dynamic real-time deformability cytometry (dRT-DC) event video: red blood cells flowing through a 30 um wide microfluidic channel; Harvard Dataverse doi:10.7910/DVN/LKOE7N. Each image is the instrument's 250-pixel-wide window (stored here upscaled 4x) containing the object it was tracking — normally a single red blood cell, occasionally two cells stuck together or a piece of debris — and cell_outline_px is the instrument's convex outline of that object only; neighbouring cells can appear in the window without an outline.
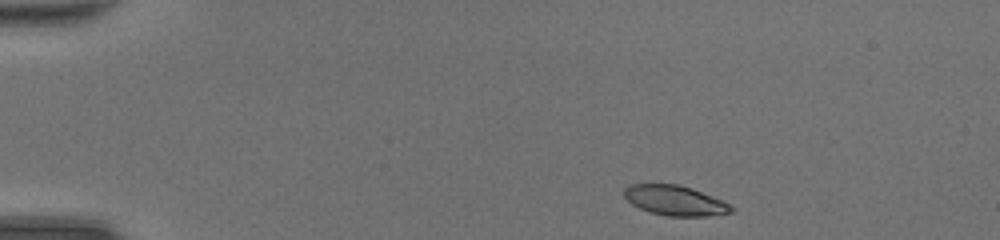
{"species": "common noctule bat (a hibernating species)", "species_latin": "Nyctalus noctula", "temperature_condition": "room temperature", "stored_images_in_passage": 41, "camera_frame_rate_fps": 3000, "um_per_image_px": 0.085, "animal": {"sex": "female", "body_mass_g": 20.0, "forearm_length_mm": 54.0}, "frame": {"image": 1, "passage_image": 1, "time_ms": 0.0, "image_size_px": [1000, 240], "cell_outline_px": [[736, 208], [732, 212], [708, 216], [668, 216], [652, 212], [640, 208], [632, 204], [624, 196], [624, 188], [628, 184], [676, 184], [692, 188], [724, 200]], "centroid_in_image_um": [57.41, 17.03], "position_along_channel_um": 27.6, "area_um2": 18.79}}
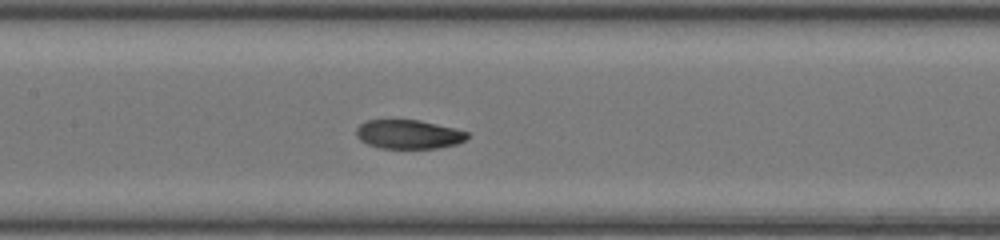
{"frame": {"image": 2, "passage_image": 17, "time_ms": 5.333, "image_size_px": [1000, 240], "cell_outline_px": [[468, 136], [464, 140], [456, 144], [436, 148], [380, 148], [368, 144], [360, 140], [356, 136], [356, 128], [360, 124], [368, 120], [420, 120], [468, 132]], "centroid_in_image_um": [34.69, 11.42], "position_along_channel_um": 172.7, "area_um2": 18.55}}
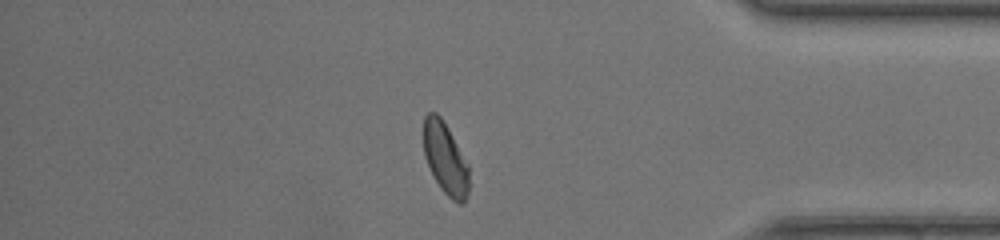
{"frame": {"image": 3, "passage_image": 34, "time_ms": 11.0, "image_size_px": [1000, 240], "cell_outline_px": [[468, 192], [464, 200], [460, 204], [452, 200], [440, 188], [424, 156], [424, 116], [428, 112], [436, 112], [440, 116], [448, 128], [468, 164]], "centroid_in_image_um": [37.85, 13.45], "position_along_channel_um": 397.4, "area_um2": 18.67}, "authors_computed_cell_mechanics": {"area_um2": 19.4208, "velocity_mm_per_s": 4.3869, "shape_relaxation_time_tau1_ms": 5.6732, "shape_relaxation_time_tau2_ms": 1.5293, "deformation_change_tau1": 0.182, "deformation_change_tau2": 0.0535}}